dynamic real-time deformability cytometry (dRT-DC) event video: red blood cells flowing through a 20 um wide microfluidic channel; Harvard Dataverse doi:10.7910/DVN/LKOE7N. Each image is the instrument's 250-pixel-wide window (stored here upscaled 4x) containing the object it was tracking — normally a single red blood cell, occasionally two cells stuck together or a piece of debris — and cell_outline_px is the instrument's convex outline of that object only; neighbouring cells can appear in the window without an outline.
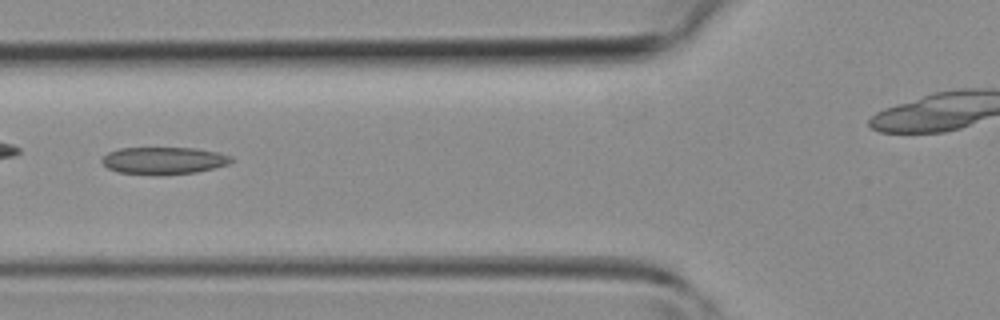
{"species": "common noctule bat (a hibernating species)", "species_latin": "Nyctalus noctula", "temperature_condition": "room temperature", "stored_images_in_passage": 24, "camera_frame_rate_fps": 3000, "um_per_image_px": 0.085, "animal": {"sex": "female", "body_mass_g": 19.3, "forearm_length_mm": 54.1}, "frame": {"image": 1, "passage_image": 4, "time_ms": 1.0, "image_size_px": [1000, 320], "cell_outline_px": [[236, 160], [228, 164], [196, 172], [160, 176], [116, 172], [108, 168], [100, 160], [108, 152], [120, 148], [196, 148], [216, 152], [232, 156]], "centroid_in_image_um": [13.91, 13.66], "position_along_channel_um": 111.9, "area_um2": 20.75}}
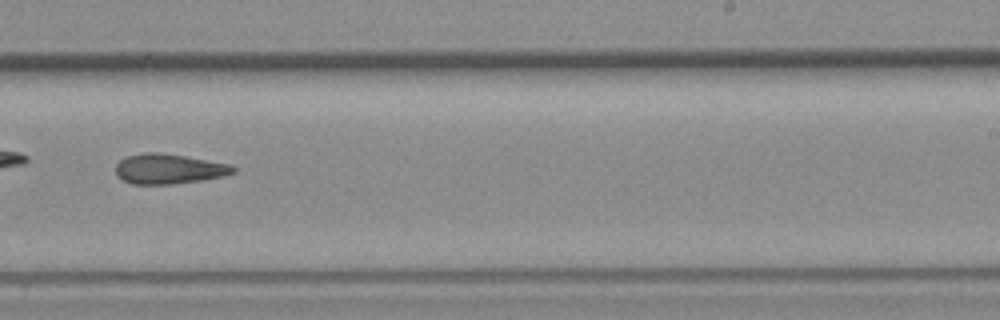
{"frame": {"image": 2, "passage_image": 14, "time_ms": 4.333, "image_size_px": [1000, 320], "cell_outline_px": [[236, 172], [224, 176], [204, 180], [172, 184], [132, 184], [120, 180], [116, 176], [116, 164], [120, 160], [128, 156], [144, 152], [156, 152], [184, 156], [228, 164], [236, 168]], "centroid_in_image_um": [14.32, 14.37], "position_along_channel_um": 274.7, "area_um2": 20.58}}